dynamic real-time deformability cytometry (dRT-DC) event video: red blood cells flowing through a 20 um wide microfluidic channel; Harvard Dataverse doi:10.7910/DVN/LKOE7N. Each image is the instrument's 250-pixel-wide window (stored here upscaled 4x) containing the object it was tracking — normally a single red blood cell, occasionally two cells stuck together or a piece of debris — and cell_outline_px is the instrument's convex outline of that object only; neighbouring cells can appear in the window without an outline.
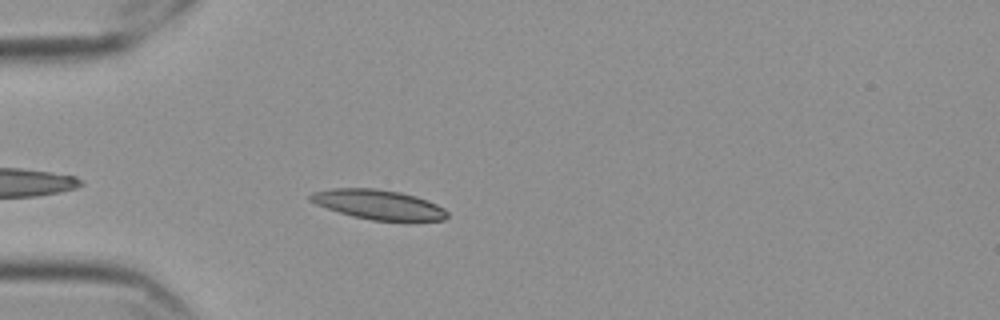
{"species": "Egyptian fruit bat (a non-hibernating species)", "species_latin": "Rousettus aegyptiacus", "temperature_condition": "cold", "stored_images_in_passage": 38, "camera_frame_rate_fps": 3000, "um_per_image_px": 0.085, "frame": {"image": 1, "passage_image": 5, "time_ms": 1.333, "image_size_px": [1000, 320], "cell_outline_px": [[448, 216], [444, 220], [412, 224], [372, 220], [352, 216], [316, 204], [308, 200], [308, 196], [312, 192], [332, 188], [376, 188], [400, 192], [416, 196], [428, 200], [444, 208], [448, 212]], "centroid_in_image_um": [32.27, 17.43], "position_along_channel_um": 52.7, "area_um2": 24.57}}
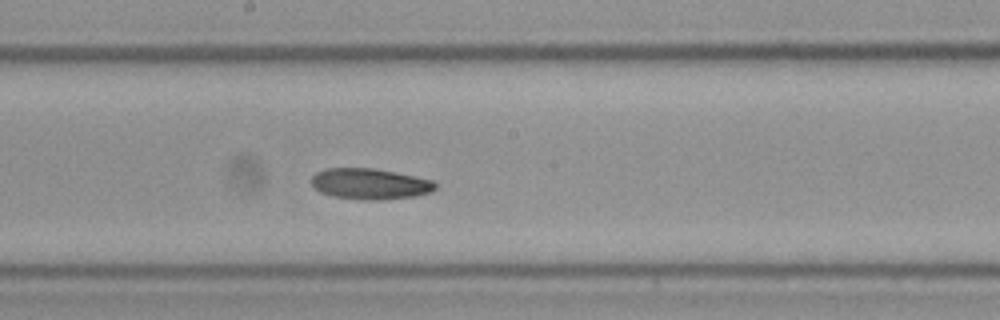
{"frame": {"image": 2, "passage_image": 20, "time_ms": 6.333, "image_size_px": [1000, 320], "cell_outline_px": [[436, 188], [432, 192], [416, 196], [380, 200], [364, 200], [332, 196], [320, 192], [312, 184], [312, 176], [316, 172], [324, 168], [372, 168], [432, 180], [436, 184]], "centroid_in_image_um": [31.43, 15.64], "position_along_channel_um": 216.8, "area_um2": 22.2}}
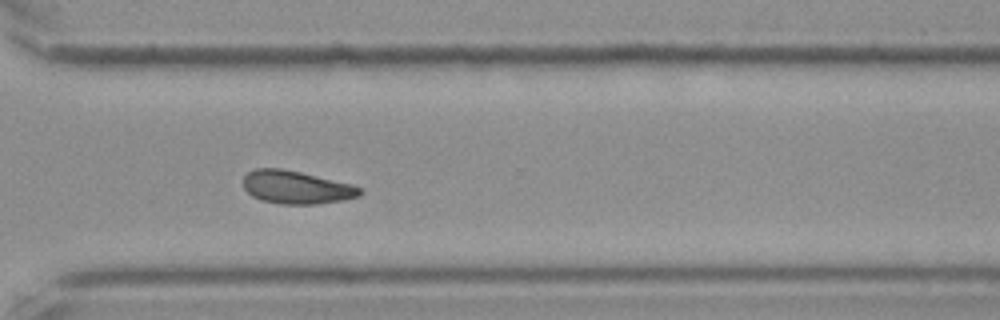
{"frame": {"image": 3, "passage_image": 31, "time_ms": 10.0, "image_size_px": [1000, 320], "cell_outline_px": [[364, 192], [360, 196], [344, 200], [316, 204], [280, 204], [260, 200], [252, 196], [244, 188], [244, 176], [248, 172], [256, 168], [280, 168], [300, 172], [352, 184], [360, 188]], "centroid_in_image_um": [25.2, 15.93], "position_along_channel_um": 345.4, "area_um2": 22.48}}